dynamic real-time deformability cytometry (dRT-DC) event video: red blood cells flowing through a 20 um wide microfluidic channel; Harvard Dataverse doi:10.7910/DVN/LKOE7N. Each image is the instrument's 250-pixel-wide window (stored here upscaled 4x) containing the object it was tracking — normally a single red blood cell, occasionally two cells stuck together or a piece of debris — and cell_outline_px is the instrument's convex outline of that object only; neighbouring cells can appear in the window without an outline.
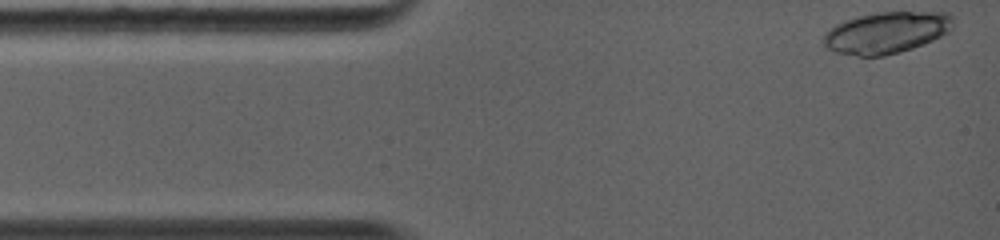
{"species": "common noctule bat (a hibernating species)", "species_latin": "Nyctalus noctula", "temperature_condition": "warm", "stored_images_in_passage": 6, "camera_frame_rate_fps": 5000, "um_per_image_px": 0.085, "animal": {"sex": "female", "body_mass_g": 19.0, "forearm_length_mm": 56.7}, "frame": {"image": 1, "passage_image": 1, "time_ms": 0.0, "image_size_px": [1000, 240], "cell_outline_px": [[952, 28], [948, 32], [924, 44], [900, 52], [884, 56], [856, 56], [836, 52], [828, 48], [824, 44], [824, 36], [836, 24], [844, 20], [860, 16], [880, 12], [948, 12], [952, 16]], "centroid_in_image_um": [75.37, 2.77], "position_along_channel_um": 9.6, "area_um2": 31.1}}